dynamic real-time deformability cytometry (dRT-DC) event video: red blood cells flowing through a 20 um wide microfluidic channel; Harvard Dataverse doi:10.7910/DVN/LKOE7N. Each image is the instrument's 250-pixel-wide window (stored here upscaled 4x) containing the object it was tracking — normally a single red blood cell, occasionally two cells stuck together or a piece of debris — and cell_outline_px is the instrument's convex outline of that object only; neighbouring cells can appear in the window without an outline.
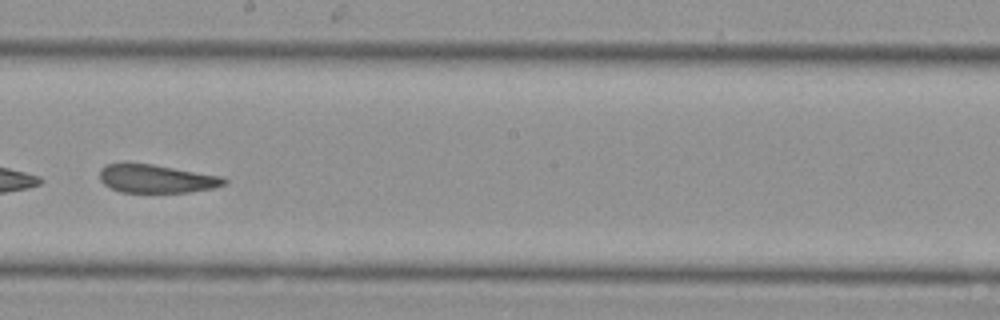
{"species": "Egyptian fruit bat (a non-hibernating species)", "species_latin": "Rousettus aegyptiacus", "temperature_condition": "cold", "stored_images_in_passage": 33, "camera_frame_rate_fps": 3000, "um_per_image_px": 0.085, "animal": {"sex": "female"}, "frame": {"image": 1, "passage_image": 15, "time_ms": 4.667, "image_size_px": [1000, 320], "cell_outline_px": [[228, 180], [224, 184], [212, 188], [188, 192], [120, 192], [104, 184], [100, 180], [100, 168], [104, 164], [152, 164], [224, 176]], "centroid_in_image_um": [13.31, 15.19], "position_along_channel_um": 234.9, "area_um2": 20.4}}